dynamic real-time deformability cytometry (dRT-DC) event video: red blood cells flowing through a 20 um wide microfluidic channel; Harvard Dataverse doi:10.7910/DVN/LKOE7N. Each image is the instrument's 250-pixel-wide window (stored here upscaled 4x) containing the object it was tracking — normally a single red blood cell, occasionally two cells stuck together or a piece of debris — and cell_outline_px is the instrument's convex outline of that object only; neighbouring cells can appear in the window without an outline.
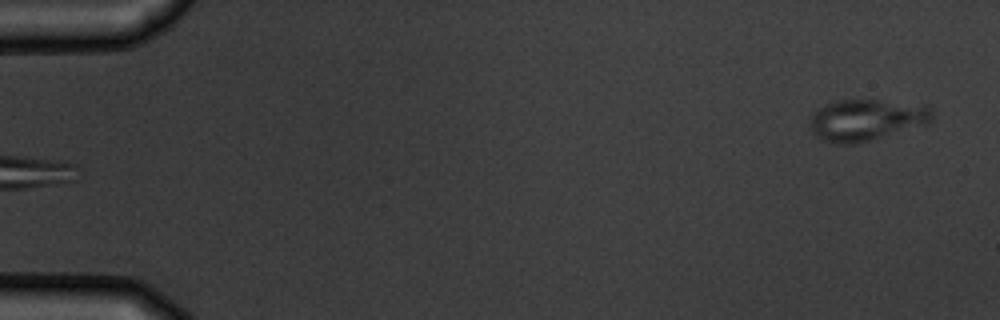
{"species": "common noctule bat (a hibernating species)", "species_latin": "Nyctalus noctula", "temperature_condition": "warm", "stored_images_in_passage": 6, "segment_of_instrument_passage": [2, 2], "camera_frame_rate_fps": 3000, "um_per_image_px": 0.085, "animal": {"sex": "male", "body_mass_g": 19.5, "forearm_length_mm": 54.6}, "frame": {"image": 1, "passage_image": 6, "time_ms": 5.667, "image_size_px": [1000, 320], "cell_outline_px": [[932, 120], [928, 124], [868, 140], [852, 144], [832, 144], [820, 140], [812, 132], [808, 124], [808, 116], [816, 108], [840, 100], [876, 100], [928, 104], [932, 108]], "centroid_in_image_um": [73.6, 10.18], "position_along_channel_um": 11.4, "area_um2": 29.94}}